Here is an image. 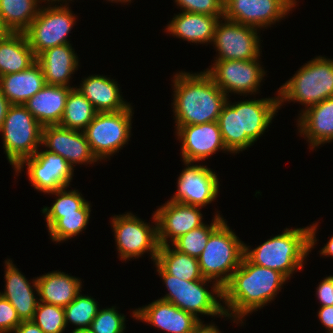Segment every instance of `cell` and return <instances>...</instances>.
<instances>
[{
	"label": "cell",
	"instance_id": "cell-32",
	"mask_svg": "<svg viewBox=\"0 0 333 333\" xmlns=\"http://www.w3.org/2000/svg\"><path fill=\"white\" fill-rule=\"evenodd\" d=\"M90 212V202H87L76 213L45 214L50 238L55 242H61L77 236L83 229H86L90 219Z\"/></svg>",
	"mask_w": 333,
	"mask_h": 333
},
{
	"label": "cell",
	"instance_id": "cell-19",
	"mask_svg": "<svg viewBox=\"0 0 333 333\" xmlns=\"http://www.w3.org/2000/svg\"><path fill=\"white\" fill-rule=\"evenodd\" d=\"M200 208L171 200L159 207L154 212L159 245H168V238L173 243L189 231L204 225Z\"/></svg>",
	"mask_w": 333,
	"mask_h": 333
},
{
	"label": "cell",
	"instance_id": "cell-45",
	"mask_svg": "<svg viewBox=\"0 0 333 333\" xmlns=\"http://www.w3.org/2000/svg\"><path fill=\"white\" fill-rule=\"evenodd\" d=\"M191 333H221V331H219L217 326L214 324L206 325L201 321V323Z\"/></svg>",
	"mask_w": 333,
	"mask_h": 333
},
{
	"label": "cell",
	"instance_id": "cell-22",
	"mask_svg": "<svg viewBox=\"0 0 333 333\" xmlns=\"http://www.w3.org/2000/svg\"><path fill=\"white\" fill-rule=\"evenodd\" d=\"M302 113L297 119L299 132L307 137L313 150L333 140V97L303 109Z\"/></svg>",
	"mask_w": 333,
	"mask_h": 333
},
{
	"label": "cell",
	"instance_id": "cell-4",
	"mask_svg": "<svg viewBox=\"0 0 333 333\" xmlns=\"http://www.w3.org/2000/svg\"><path fill=\"white\" fill-rule=\"evenodd\" d=\"M317 226L286 228L252 250L244 244V256L255 265L281 272L289 280L295 270L303 268L304 259L314 248Z\"/></svg>",
	"mask_w": 333,
	"mask_h": 333
},
{
	"label": "cell",
	"instance_id": "cell-35",
	"mask_svg": "<svg viewBox=\"0 0 333 333\" xmlns=\"http://www.w3.org/2000/svg\"><path fill=\"white\" fill-rule=\"evenodd\" d=\"M97 303L91 296L79 293L71 303L64 307L66 326L70 322L76 327L78 326L74 330L88 329L99 311Z\"/></svg>",
	"mask_w": 333,
	"mask_h": 333
},
{
	"label": "cell",
	"instance_id": "cell-14",
	"mask_svg": "<svg viewBox=\"0 0 333 333\" xmlns=\"http://www.w3.org/2000/svg\"><path fill=\"white\" fill-rule=\"evenodd\" d=\"M258 59L214 60L212 68H207L205 71L227 96L229 92L243 95L254 94L259 90L260 83L266 74Z\"/></svg>",
	"mask_w": 333,
	"mask_h": 333
},
{
	"label": "cell",
	"instance_id": "cell-36",
	"mask_svg": "<svg viewBox=\"0 0 333 333\" xmlns=\"http://www.w3.org/2000/svg\"><path fill=\"white\" fill-rule=\"evenodd\" d=\"M32 321L44 333H63L66 328L64 307L39 301Z\"/></svg>",
	"mask_w": 333,
	"mask_h": 333
},
{
	"label": "cell",
	"instance_id": "cell-27",
	"mask_svg": "<svg viewBox=\"0 0 333 333\" xmlns=\"http://www.w3.org/2000/svg\"><path fill=\"white\" fill-rule=\"evenodd\" d=\"M219 20L216 16L182 11L173 17L165 30L188 42L205 44L212 42Z\"/></svg>",
	"mask_w": 333,
	"mask_h": 333
},
{
	"label": "cell",
	"instance_id": "cell-51",
	"mask_svg": "<svg viewBox=\"0 0 333 333\" xmlns=\"http://www.w3.org/2000/svg\"><path fill=\"white\" fill-rule=\"evenodd\" d=\"M42 1H47V2H53L54 1V3L57 1V2H60V1H63L62 3H64V0H42ZM69 1H72V0H69ZM65 3H66V0H65Z\"/></svg>",
	"mask_w": 333,
	"mask_h": 333
},
{
	"label": "cell",
	"instance_id": "cell-44",
	"mask_svg": "<svg viewBox=\"0 0 333 333\" xmlns=\"http://www.w3.org/2000/svg\"><path fill=\"white\" fill-rule=\"evenodd\" d=\"M11 104L6 99V97L3 95L1 87H0V129L2 127V124L4 123L5 116L7 114V110Z\"/></svg>",
	"mask_w": 333,
	"mask_h": 333
},
{
	"label": "cell",
	"instance_id": "cell-46",
	"mask_svg": "<svg viewBox=\"0 0 333 333\" xmlns=\"http://www.w3.org/2000/svg\"><path fill=\"white\" fill-rule=\"evenodd\" d=\"M320 251V254L323 256H333V236Z\"/></svg>",
	"mask_w": 333,
	"mask_h": 333
},
{
	"label": "cell",
	"instance_id": "cell-38",
	"mask_svg": "<svg viewBox=\"0 0 333 333\" xmlns=\"http://www.w3.org/2000/svg\"><path fill=\"white\" fill-rule=\"evenodd\" d=\"M125 316L119 314L114 306L99 309L92 324L88 328L92 333H124Z\"/></svg>",
	"mask_w": 333,
	"mask_h": 333
},
{
	"label": "cell",
	"instance_id": "cell-12",
	"mask_svg": "<svg viewBox=\"0 0 333 333\" xmlns=\"http://www.w3.org/2000/svg\"><path fill=\"white\" fill-rule=\"evenodd\" d=\"M223 20H219L217 23L212 39V44L215 45L219 55L216 60H253L259 58L261 49L257 28L225 18Z\"/></svg>",
	"mask_w": 333,
	"mask_h": 333
},
{
	"label": "cell",
	"instance_id": "cell-23",
	"mask_svg": "<svg viewBox=\"0 0 333 333\" xmlns=\"http://www.w3.org/2000/svg\"><path fill=\"white\" fill-rule=\"evenodd\" d=\"M71 44L55 46L45 50L36 57L40 64L45 83L69 87L71 74L77 70L79 61Z\"/></svg>",
	"mask_w": 333,
	"mask_h": 333
},
{
	"label": "cell",
	"instance_id": "cell-30",
	"mask_svg": "<svg viewBox=\"0 0 333 333\" xmlns=\"http://www.w3.org/2000/svg\"><path fill=\"white\" fill-rule=\"evenodd\" d=\"M156 262L170 275L181 280L204 279L200 272L198 259L181 253L168 245H159Z\"/></svg>",
	"mask_w": 333,
	"mask_h": 333
},
{
	"label": "cell",
	"instance_id": "cell-25",
	"mask_svg": "<svg viewBox=\"0 0 333 333\" xmlns=\"http://www.w3.org/2000/svg\"><path fill=\"white\" fill-rule=\"evenodd\" d=\"M75 87L94 106L97 112H116L127 109L131 104L124 101L118 83L101 75H91Z\"/></svg>",
	"mask_w": 333,
	"mask_h": 333
},
{
	"label": "cell",
	"instance_id": "cell-13",
	"mask_svg": "<svg viewBox=\"0 0 333 333\" xmlns=\"http://www.w3.org/2000/svg\"><path fill=\"white\" fill-rule=\"evenodd\" d=\"M27 165L29 181L36 190L49 193L67 188L72 180L74 167L61 155L47 151H37L25 158L15 169L18 174Z\"/></svg>",
	"mask_w": 333,
	"mask_h": 333
},
{
	"label": "cell",
	"instance_id": "cell-8",
	"mask_svg": "<svg viewBox=\"0 0 333 333\" xmlns=\"http://www.w3.org/2000/svg\"><path fill=\"white\" fill-rule=\"evenodd\" d=\"M42 127L24 105L9 106L0 132L7 160L14 169L25 158L32 157L38 151L41 146Z\"/></svg>",
	"mask_w": 333,
	"mask_h": 333
},
{
	"label": "cell",
	"instance_id": "cell-16",
	"mask_svg": "<svg viewBox=\"0 0 333 333\" xmlns=\"http://www.w3.org/2000/svg\"><path fill=\"white\" fill-rule=\"evenodd\" d=\"M291 10L285 0H225L224 18L260 30L278 22Z\"/></svg>",
	"mask_w": 333,
	"mask_h": 333
},
{
	"label": "cell",
	"instance_id": "cell-39",
	"mask_svg": "<svg viewBox=\"0 0 333 333\" xmlns=\"http://www.w3.org/2000/svg\"><path fill=\"white\" fill-rule=\"evenodd\" d=\"M182 11L224 18L225 0H175Z\"/></svg>",
	"mask_w": 333,
	"mask_h": 333
},
{
	"label": "cell",
	"instance_id": "cell-33",
	"mask_svg": "<svg viewBox=\"0 0 333 333\" xmlns=\"http://www.w3.org/2000/svg\"><path fill=\"white\" fill-rule=\"evenodd\" d=\"M96 114L92 103L74 87L68 94L59 126L83 131Z\"/></svg>",
	"mask_w": 333,
	"mask_h": 333
},
{
	"label": "cell",
	"instance_id": "cell-41",
	"mask_svg": "<svg viewBox=\"0 0 333 333\" xmlns=\"http://www.w3.org/2000/svg\"><path fill=\"white\" fill-rule=\"evenodd\" d=\"M316 290L321 307L333 305V276L324 278Z\"/></svg>",
	"mask_w": 333,
	"mask_h": 333
},
{
	"label": "cell",
	"instance_id": "cell-3",
	"mask_svg": "<svg viewBox=\"0 0 333 333\" xmlns=\"http://www.w3.org/2000/svg\"><path fill=\"white\" fill-rule=\"evenodd\" d=\"M265 98L227 103L218 117V125L226 148L239 153L263 135L277 110L279 98Z\"/></svg>",
	"mask_w": 333,
	"mask_h": 333
},
{
	"label": "cell",
	"instance_id": "cell-15",
	"mask_svg": "<svg viewBox=\"0 0 333 333\" xmlns=\"http://www.w3.org/2000/svg\"><path fill=\"white\" fill-rule=\"evenodd\" d=\"M184 164L186 168L178 177L177 192L170 200L199 207L212 203L218 196L220 184L215 172L204 165Z\"/></svg>",
	"mask_w": 333,
	"mask_h": 333
},
{
	"label": "cell",
	"instance_id": "cell-6",
	"mask_svg": "<svg viewBox=\"0 0 333 333\" xmlns=\"http://www.w3.org/2000/svg\"><path fill=\"white\" fill-rule=\"evenodd\" d=\"M279 106L296 101L305 109L333 97V60L318 56L305 63L279 88Z\"/></svg>",
	"mask_w": 333,
	"mask_h": 333
},
{
	"label": "cell",
	"instance_id": "cell-48",
	"mask_svg": "<svg viewBox=\"0 0 333 333\" xmlns=\"http://www.w3.org/2000/svg\"><path fill=\"white\" fill-rule=\"evenodd\" d=\"M71 333H92L89 329L73 330Z\"/></svg>",
	"mask_w": 333,
	"mask_h": 333
},
{
	"label": "cell",
	"instance_id": "cell-42",
	"mask_svg": "<svg viewBox=\"0 0 333 333\" xmlns=\"http://www.w3.org/2000/svg\"><path fill=\"white\" fill-rule=\"evenodd\" d=\"M318 318L322 325L330 332L333 330V305L320 307Z\"/></svg>",
	"mask_w": 333,
	"mask_h": 333
},
{
	"label": "cell",
	"instance_id": "cell-9",
	"mask_svg": "<svg viewBox=\"0 0 333 333\" xmlns=\"http://www.w3.org/2000/svg\"><path fill=\"white\" fill-rule=\"evenodd\" d=\"M131 105L116 112H97L83 130L93 154L98 160L110 157L128 143L131 135ZM108 156V157H107Z\"/></svg>",
	"mask_w": 333,
	"mask_h": 333
},
{
	"label": "cell",
	"instance_id": "cell-31",
	"mask_svg": "<svg viewBox=\"0 0 333 333\" xmlns=\"http://www.w3.org/2000/svg\"><path fill=\"white\" fill-rule=\"evenodd\" d=\"M40 1L0 0V17L5 28L9 32L24 33L36 18Z\"/></svg>",
	"mask_w": 333,
	"mask_h": 333
},
{
	"label": "cell",
	"instance_id": "cell-34",
	"mask_svg": "<svg viewBox=\"0 0 333 333\" xmlns=\"http://www.w3.org/2000/svg\"><path fill=\"white\" fill-rule=\"evenodd\" d=\"M223 216L216 213L210 225H202L177 238L172 246L177 251L198 258L206 247L210 234L224 221Z\"/></svg>",
	"mask_w": 333,
	"mask_h": 333
},
{
	"label": "cell",
	"instance_id": "cell-18",
	"mask_svg": "<svg viewBox=\"0 0 333 333\" xmlns=\"http://www.w3.org/2000/svg\"><path fill=\"white\" fill-rule=\"evenodd\" d=\"M41 145L49 148L47 151L61 155L72 167L98 161L83 131L59 125L43 126Z\"/></svg>",
	"mask_w": 333,
	"mask_h": 333
},
{
	"label": "cell",
	"instance_id": "cell-11",
	"mask_svg": "<svg viewBox=\"0 0 333 333\" xmlns=\"http://www.w3.org/2000/svg\"><path fill=\"white\" fill-rule=\"evenodd\" d=\"M152 216L155 226L149 225L129 212L124 215H114L111 224L120 258L125 261L133 257L139 258L149 251L153 262L156 261L159 248L157 220L155 214Z\"/></svg>",
	"mask_w": 333,
	"mask_h": 333
},
{
	"label": "cell",
	"instance_id": "cell-17",
	"mask_svg": "<svg viewBox=\"0 0 333 333\" xmlns=\"http://www.w3.org/2000/svg\"><path fill=\"white\" fill-rule=\"evenodd\" d=\"M178 140L181 139L183 162L195 163L208 159L219 149L230 152L223 141L217 121L199 125H176Z\"/></svg>",
	"mask_w": 333,
	"mask_h": 333
},
{
	"label": "cell",
	"instance_id": "cell-49",
	"mask_svg": "<svg viewBox=\"0 0 333 333\" xmlns=\"http://www.w3.org/2000/svg\"><path fill=\"white\" fill-rule=\"evenodd\" d=\"M292 8L297 5L296 0H285Z\"/></svg>",
	"mask_w": 333,
	"mask_h": 333
},
{
	"label": "cell",
	"instance_id": "cell-37",
	"mask_svg": "<svg viewBox=\"0 0 333 333\" xmlns=\"http://www.w3.org/2000/svg\"><path fill=\"white\" fill-rule=\"evenodd\" d=\"M65 189L67 188L48 193L55 194L57 198L50 208L44 207L42 209L43 214L76 213L77 210H80L88 202L82 197V194H80L78 190L66 191Z\"/></svg>",
	"mask_w": 333,
	"mask_h": 333
},
{
	"label": "cell",
	"instance_id": "cell-29",
	"mask_svg": "<svg viewBox=\"0 0 333 333\" xmlns=\"http://www.w3.org/2000/svg\"><path fill=\"white\" fill-rule=\"evenodd\" d=\"M35 62L25 33L9 32L0 38V76L21 72Z\"/></svg>",
	"mask_w": 333,
	"mask_h": 333
},
{
	"label": "cell",
	"instance_id": "cell-2",
	"mask_svg": "<svg viewBox=\"0 0 333 333\" xmlns=\"http://www.w3.org/2000/svg\"><path fill=\"white\" fill-rule=\"evenodd\" d=\"M172 81L176 125H199L218 120L229 96L206 71L197 74L181 71Z\"/></svg>",
	"mask_w": 333,
	"mask_h": 333
},
{
	"label": "cell",
	"instance_id": "cell-7",
	"mask_svg": "<svg viewBox=\"0 0 333 333\" xmlns=\"http://www.w3.org/2000/svg\"><path fill=\"white\" fill-rule=\"evenodd\" d=\"M154 263L169 292L160 298L161 300L170 302L178 308L193 314L200 321L201 319L197 316L199 313L207 316L228 317L225 315L223 305L220 303L222 301V289L214 281L205 278L195 281L181 280L168 274L156 261ZM207 282H213L211 291H208V288L205 287Z\"/></svg>",
	"mask_w": 333,
	"mask_h": 333
},
{
	"label": "cell",
	"instance_id": "cell-28",
	"mask_svg": "<svg viewBox=\"0 0 333 333\" xmlns=\"http://www.w3.org/2000/svg\"><path fill=\"white\" fill-rule=\"evenodd\" d=\"M37 287L39 301L65 307L81 292L82 282L64 272L54 271L37 277Z\"/></svg>",
	"mask_w": 333,
	"mask_h": 333
},
{
	"label": "cell",
	"instance_id": "cell-40",
	"mask_svg": "<svg viewBox=\"0 0 333 333\" xmlns=\"http://www.w3.org/2000/svg\"><path fill=\"white\" fill-rule=\"evenodd\" d=\"M21 322L16 309L0 295V333H13Z\"/></svg>",
	"mask_w": 333,
	"mask_h": 333
},
{
	"label": "cell",
	"instance_id": "cell-5",
	"mask_svg": "<svg viewBox=\"0 0 333 333\" xmlns=\"http://www.w3.org/2000/svg\"><path fill=\"white\" fill-rule=\"evenodd\" d=\"M244 244L224 220L210 234L206 247L197 258L202 276L214 280L222 289L241 264Z\"/></svg>",
	"mask_w": 333,
	"mask_h": 333
},
{
	"label": "cell",
	"instance_id": "cell-1",
	"mask_svg": "<svg viewBox=\"0 0 333 333\" xmlns=\"http://www.w3.org/2000/svg\"><path fill=\"white\" fill-rule=\"evenodd\" d=\"M287 279L281 272L255 265L243 256L240 266L222 288L225 315L243 323L242 318L275 299Z\"/></svg>",
	"mask_w": 333,
	"mask_h": 333
},
{
	"label": "cell",
	"instance_id": "cell-10",
	"mask_svg": "<svg viewBox=\"0 0 333 333\" xmlns=\"http://www.w3.org/2000/svg\"><path fill=\"white\" fill-rule=\"evenodd\" d=\"M67 5L40 7L36 18L24 32L36 57L49 48L70 43L67 36L75 26L76 16Z\"/></svg>",
	"mask_w": 333,
	"mask_h": 333
},
{
	"label": "cell",
	"instance_id": "cell-50",
	"mask_svg": "<svg viewBox=\"0 0 333 333\" xmlns=\"http://www.w3.org/2000/svg\"><path fill=\"white\" fill-rule=\"evenodd\" d=\"M108 1H111V2H121V3H126V2H131V0H108Z\"/></svg>",
	"mask_w": 333,
	"mask_h": 333
},
{
	"label": "cell",
	"instance_id": "cell-21",
	"mask_svg": "<svg viewBox=\"0 0 333 333\" xmlns=\"http://www.w3.org/2000/svg\"><path fill=\"white\" fill-rule=\"evenodd\" d=\"M5 264L6 286L4 293L0 292V295L16 309L21 321H32L39 302L33 291L35 289L38 293L37 278L33 280L31 285L12 260L7 259Z\"/></svg>",
	"mask_w": 333,
	"mask_h": 333
},
{
	"label": "cell",
	"instance_id": "cell-43",
	"mask_svg": "<svg viewBox=\"0 0 333 333\" xmlns=\"http://www.w3.org/2000/svg\"><path fill=\"white\" fill-rule=\"evenodd\" d=\"M14 333H44L33 321H22Z\"/></svg>",
	"mask_w": 333,
	"mask_h": 333
},
{
	"label": "cell",
	"instance_id": "cell-20",
	"mask_svg": "<svg viewBox=\"0 0 333 333\" xmlns=\"http://www.w3.org/2000/svg\"><path fill=\"white\" fill-rule=\"evenodd\" d=\"M132 315L168 333H191L201 323L193 314L161 299L134 310Z\"/></svg>",
	"mask_w": 333,
	"mask_h": 333
},
{
	"label": "cell",
	"instance_id": "cell-26",
	"mask_svg": "<svg viewBox=\"0 0 333 333\" xmlns=\"http://www.w3.org/2000/svg\"><path fill=\"white\" fill-rule=\"evenodd\" d=\"M45 85L44 74L37 61L21 72L0 76L2 93L10 104L23 105Z\"/></svg>",
	"mask_w": 333,
	"mask_h": 333
},
{
	"label": "cell",
	"instance_id": "cell-24",
	"mask_svg": "<svg viewBox=\"0 0 333 333\" xmlns=\"http://www.w3.org/2000/svg\"><path fill=\"white\" fill-rule=\"evenodd\" d=\"M73 86H55L46 84L23 105L42 125H59L65 109L66 100Z\"/></svg>",
	"mask_w": 333,
	"mask_h": 333
},
{
	"label": "cell",
	"instance_id": "cell-47",
	"mask_svg": "<svg viewBox=\"0 0 333 333\" xmlns=\"http://www.w3.org/2000/svg\"><path fill=\"white\" fill-rule=\"evenodd\" d=\"M8 33H9V31L3 25L2 21H1V17H0V38L5 37Z\"/></svg>",
	"mask_w": 333,
	"mask_h": 333
}]
</instances>
